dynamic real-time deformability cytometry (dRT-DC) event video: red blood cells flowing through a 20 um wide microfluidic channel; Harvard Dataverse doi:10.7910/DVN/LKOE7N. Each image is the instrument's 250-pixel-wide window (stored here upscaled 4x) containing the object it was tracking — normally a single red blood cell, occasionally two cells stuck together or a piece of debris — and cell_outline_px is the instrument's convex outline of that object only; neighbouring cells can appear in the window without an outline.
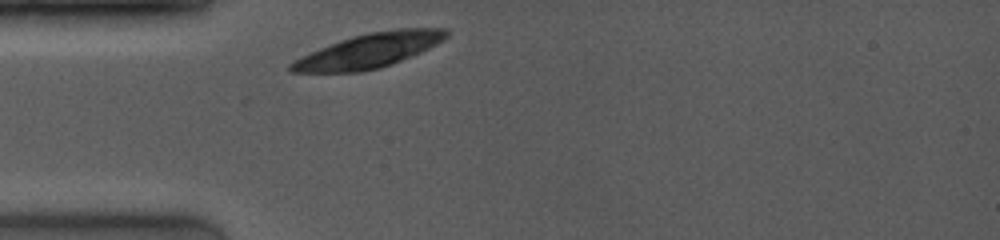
{"species": "common noctule bat (a hibernating species)", "species_latin": "Nyctalus noctula", "temperature_condition": "room temperature", "stored_images_in_passage": 1, "camera_frame_rate_fps": 4000, "um_per_image_px": 0.085, "animal": {"sex": "female", "body_mass_g": 19.0, "forearm_length_mm": 53.3}, "frame": {"image": 1, "passage_image": 1, "time_ms": 0.0, "image_size_px": [1000, 240], "cell_outline_px": [[448, 36], [444, 40], [412, 56], [392, 64], [380, 68], [360, 72], [288, 72], [288, 64], [320, 48], [340, 40], [352, 36], [368, 32], [396, 28], [448, 28]], "centroid_in_image_um": [31.4, 4.29], "position_along_channel_um": 53.6, "area_um2": 31.04}}